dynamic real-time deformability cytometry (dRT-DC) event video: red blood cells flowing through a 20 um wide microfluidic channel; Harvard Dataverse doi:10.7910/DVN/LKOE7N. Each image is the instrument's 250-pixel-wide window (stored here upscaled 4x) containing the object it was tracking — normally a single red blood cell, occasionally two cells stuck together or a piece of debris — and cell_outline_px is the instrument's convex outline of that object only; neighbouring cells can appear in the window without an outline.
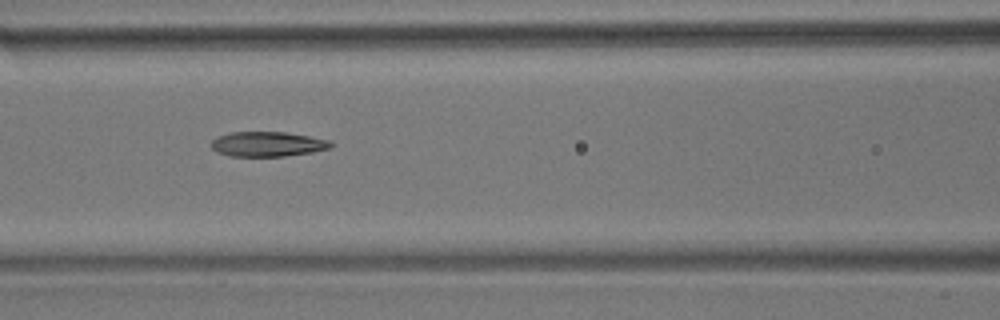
{"species": "common noctule bat (a hibernating species)", "species_latin": "Nyctalus noctula", "temperature_condition": "room temperature", "stored_images_in_passage": 9, "camera_frame_rate_fps": 3000, "um_per_image_px": 0.085, "animal": {"sex": "male", "body_mass_g": 17.9}, "frame": {"image": 1, "passage_image": 7, "time_ms": 6.667, "image_size_px": [1000, 320], "cell_outline_px": [[332, 148], [312, 152], [284, 156], [228, 156], [216, 152], [212, 148], [212, 140], [216, 136], [232, 132], [284, 132], [332, 140]], "centroid_in_image_um": [22.74, 12.25], "position_along_channel_um": 143.9, "area_um2": 17.4}}
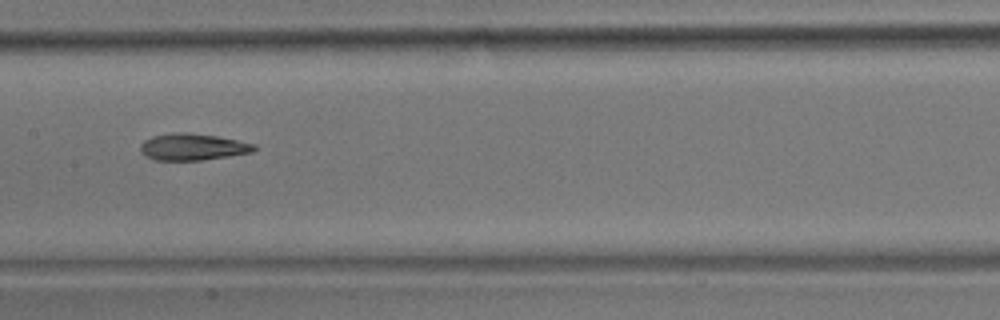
{"frame": {"image": 2, "passage_image": 8, "time_ms": 8.0, "image_size_px": [1000, 320], "cell_outline_px": [[256, 148], [252, 152], [228, 156], [200, 160], [156, 160], [144, 156], [140, 152], [140, 144], [144, 140], [152, 136], [172, 132], [188, 132], [216, 136], [256, 144]], "centroid_in_image_um": [16.33, 12.48], "position_along_channel_um": 191.1, "area_um2": 17.74}}
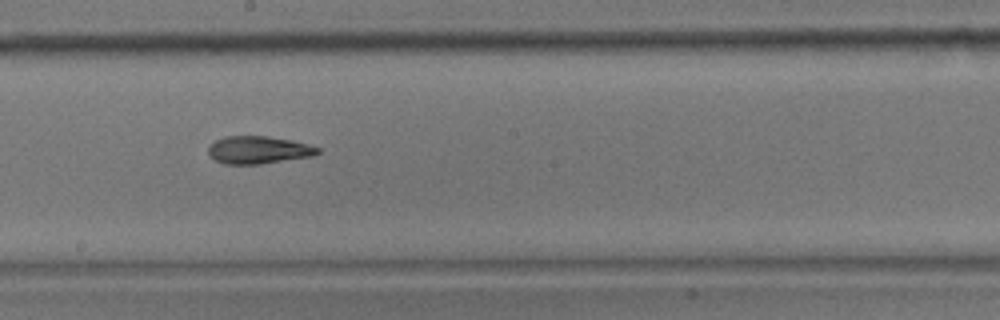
{"frame": {"image": 3, "passage_image": 9, "time_ms": 9.0, "image_size_px": [1000, 320], "cell_outline_px": [[320, 152], [312, 156], [260, 164], [224, 164], [216, 160], [208, 152], [208, 148], [216, 140], [224, 136], [264, 136], [292, 140], [308, 144], [320, 148]], "centroid_in_image_um": [21.98, 12.74], "position_along_channel_um": 226.2, "area_um2": 17.46}}